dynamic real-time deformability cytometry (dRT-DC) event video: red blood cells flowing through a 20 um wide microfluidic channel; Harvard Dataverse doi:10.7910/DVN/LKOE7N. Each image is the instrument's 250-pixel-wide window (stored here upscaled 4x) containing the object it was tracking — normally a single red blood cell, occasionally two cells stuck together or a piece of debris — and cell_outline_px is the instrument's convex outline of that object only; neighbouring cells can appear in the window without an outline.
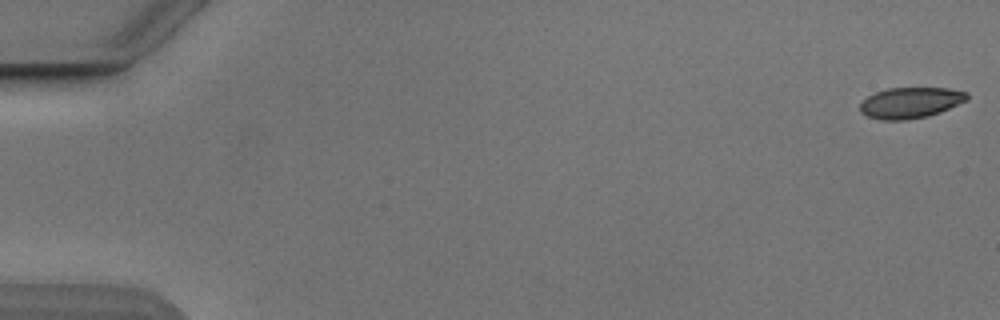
{"species": "Egyptian fruit bat (a non-hibernating species)", "species_latin": "Rousettus aegyptiacus", "temperature_condition": "cold", "stored_images_in_passage": 13, "camera_frame_rate_fps": 3000, "um_per_image_px": 0.085, "animal": {"sex": "male"}, "frame": {"image": 1, "passage_image": 1, "time_ms": 0.0, "image_size_px": [1000, 320], "cell_outline_px": [[968, 100], [940, 112], [928, 116], [908, 120], [880, 120], [868, 116], [860, 112], [860, 104], [868, 96], [876, 92], [888, 88], [948, 88], [968, 92]], "centroid_in_image_um": [77.4, 8.73], "position_along_channel_um": 7.6, "area_um2": 19.31}}